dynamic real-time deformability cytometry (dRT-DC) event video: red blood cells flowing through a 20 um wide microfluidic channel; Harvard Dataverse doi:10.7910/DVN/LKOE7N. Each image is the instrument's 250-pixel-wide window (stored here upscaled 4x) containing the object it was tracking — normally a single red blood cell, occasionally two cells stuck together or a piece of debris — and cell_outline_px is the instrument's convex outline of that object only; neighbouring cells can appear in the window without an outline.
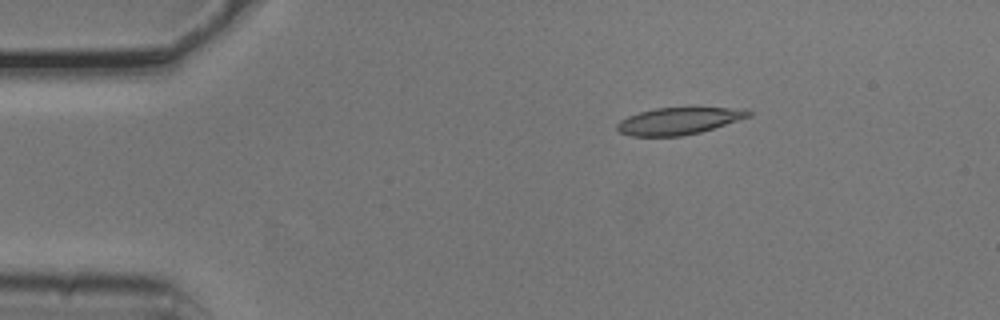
{"species": "common noctule bat (a hibernating species)", "species_latin": "Nyctalus noctula", "temperature_condition": "cold", "stored_images_in_passage": 3, "camera_frame_rate_fps": 3000, "um_per_image_px": 0.085, "animal": {"sex": "male", "body_mass_g": 20.5, "forearm_length_mm": 52.5}, "frame": {"image": 1, "passage_image": 1, "time_ms": 0.0, "image_size_px": [1000, 320], "cell_outline_px": [[752, 116], [700, 132], [680, 136], [632, 136], [620, 132], [616, 128], [616, 124], [620, 120], [628, 116], [640, 112], [656, 108], [748, 108], [752, 112]], "centroid_in_image_um": [57.71, 10.28], "position_along_channel_um": 27.3, "area_um2": 20.58}}
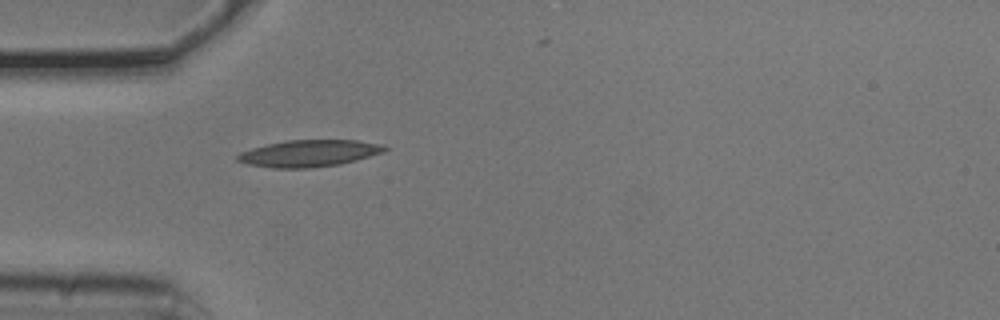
{"frame": {"image": 2, "passage_image": 3, "time_ms": 0.667, "image_size_px": [1000, 320], "cell_outline_px": [[388, 148], [384, 152], [356, 160], [340, 164], [308, 168], [272, 168], [248, 164], [236, 160], [236, 156], [240, 152], [252, 148], [268, 144], [288, 140], [356, 140], [384, 144]], "centroid_in_image_um": [26.28, 13.03], "position_along_channel_um": 58.7, "area_um2": 22.95}}